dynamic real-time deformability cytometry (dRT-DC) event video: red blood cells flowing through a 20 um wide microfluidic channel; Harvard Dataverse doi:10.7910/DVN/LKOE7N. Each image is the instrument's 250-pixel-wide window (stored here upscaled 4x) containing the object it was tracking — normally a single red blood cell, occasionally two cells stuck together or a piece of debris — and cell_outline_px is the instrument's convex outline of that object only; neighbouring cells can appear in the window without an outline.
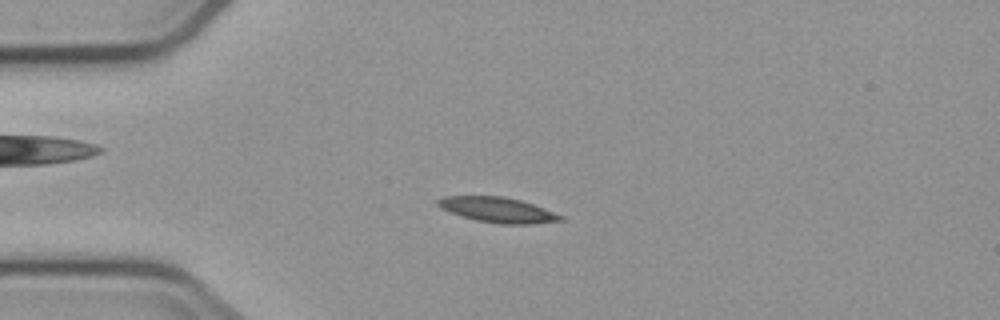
{"species": "common noctule bat (a hibernating species)", "species_latin": "Nyctalus noctula", "temperature_condition": "cold", "stored_images_in_passage": 10, "camera_frame_rate_fps": 3000, "um_per_image_px": 0.085, "animal": {"sex": "male", "body_mass_g": 23.1, "forearm_length_mm": 52.7}, "frame": {"image": 1, "passage_image": 4, "time_ms": 3.333, "image_size_px": [1000, 320], "cell_outline_px": [[564, 220], [532, 224], [500, 224], [476, 220], [460, 216], [440, 208], [436, 204], [436, 200], [444, 196], [500, 196], [520, 200], [544, 208], [564, 216]], "centroid_in_image_um": [42.28, 17.84], "position_along_channel_um": 42.7, "area_um2": 18.03}}
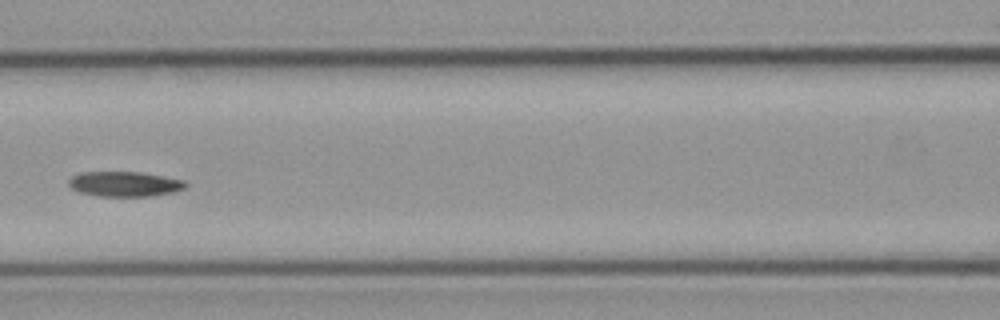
{"frame": {"image": 2, "passage_image": 7, "time_ms": 7.0, "image_size_px": [1000, 320], "cell_outline_px": [[188, 184], [184, 188], [172, 192], [152, 196], [100, 196], [80, 192], [72, 188], [68, 184], [68, 180], [72, 176], [80, 172], [140, 172], [164, 176], [184, 180]], "centroid_in_image_um": [10.59, 15.63], "position_along_channel_um": 156.0, "area_um2": 16.99}}
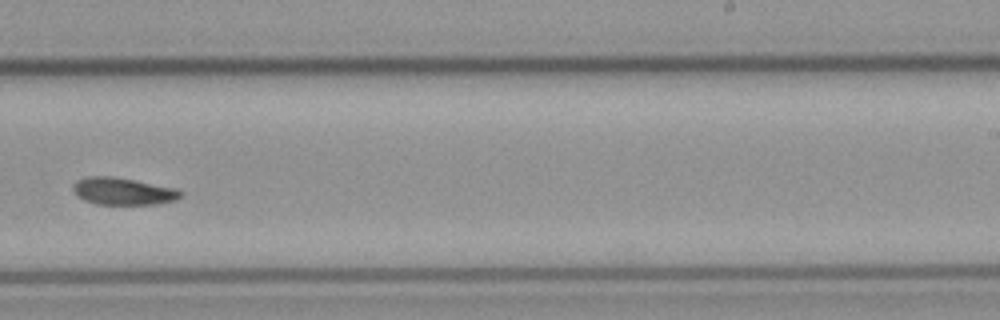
{"frame": {"image": 3, "passage_image": 10, "time_ms": 10.333, "image_size_px": [1000, 320], "cell_outline_px": [[184, 196], [176, 200], [160, 204], [96, 204], [84, 200], [76, 196], [72, 188], [72, 184], [76, 180], [88, 176], [112, 176], [180, 188], [184, 192]], "centroid_in_image_um": [10.51, 16.25], "position_along_channel_um": 278.5, "area_um2": 17.51}}